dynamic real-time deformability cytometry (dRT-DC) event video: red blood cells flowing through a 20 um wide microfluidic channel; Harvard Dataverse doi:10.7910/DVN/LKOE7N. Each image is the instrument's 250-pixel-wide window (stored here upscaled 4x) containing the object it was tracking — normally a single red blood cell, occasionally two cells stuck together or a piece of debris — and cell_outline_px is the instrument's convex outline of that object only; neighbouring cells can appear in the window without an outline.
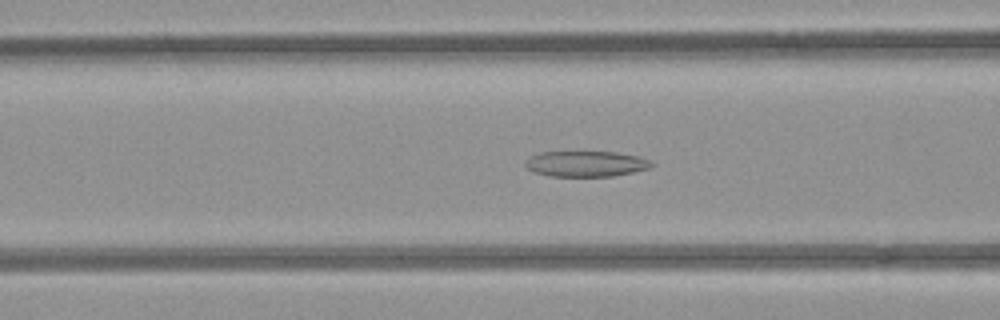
{"species": "common noctule bat (a hibernating species)", "species_latin": "Nyctalus noctula", "temperature_condition": "room temperature", "stored_images_in_passage": 44, "camera_frame_rate_fps": 3000, "um_per_image_px": 0.085, "animal": {"sex": "female", "body_mass_g": 21.9}, "frame": {"image": 1, "passage_image": 13, "time_ms": 4.0, "image_size_px": [1000, 320], "cell_outline_px": [[656, 164], [648, 168], [632, 172], [612, 176], [552, 176], [532, 172], [524, 164], [524, 160], [528, 156], [540, 152], [616, 152], [636, 156], [648, 160]], "centroid_in_image_um": [49.74, 13.92], "position_along_channel_um": 116.9, "area_um2": 18.84}}
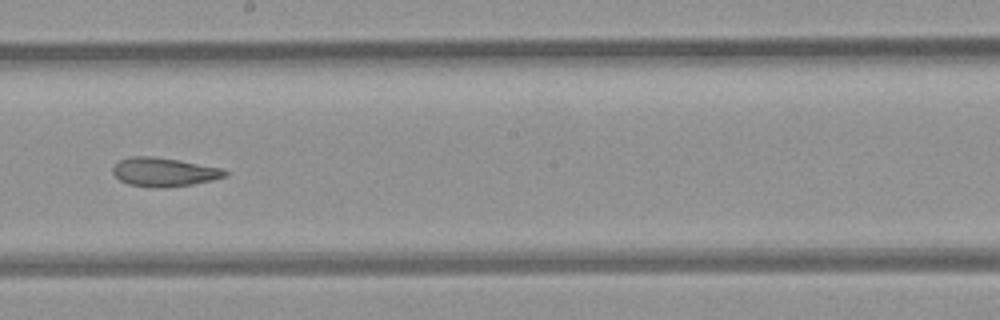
{"frame": {"image": 2, "passage_image": 22, "time_ms": 7.0, "image_size_px": [1000, 320], "cell_outline_px": [[228, 176], [212, 180], [192, 184], [164, 188], [160, 188], [128, 184], [120, 180], [112, 172], [112, 168], [120, 160], [132, 156], [152, 156], [224, 168], [228, 172]], "centroid_in_image_um": [13.96, 14.63], "position_along_channel_um": 234.2, "area_um2": 18.73}}
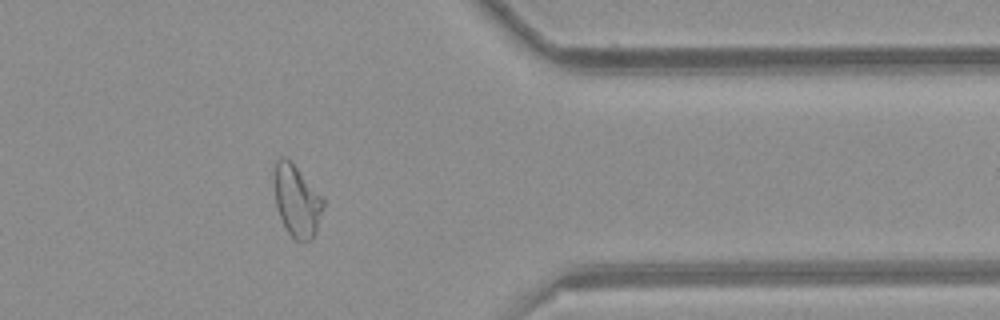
{"frame": {"image": 3, "passage_image": 35, "time_ms": 11.333, "image_size_px": [1000, 320], "cell_outline_px": [[324, 208], [316, 232], [312, 240], [300, 244], [288, 232], [280, 216], [276, 204], [276, 160], [280, 156], [284, 156], [296, 168], [324, 200]], "centroid_in_image_um": [25.27, 17.17], "position_along_channel_um": 386.1, "area_um2": 19.83}, "authors_computed_cell_mechanics": {"area_um2": 20.4612, "velocity_mm_per_s": 3.904, "shape_relaxation_time_tau1_ms": null, "shape_relaxation_time_tau2_ms": 2.3038, "deformation_change_tau1": null, "deformation_change_tau2": 0.0965}}